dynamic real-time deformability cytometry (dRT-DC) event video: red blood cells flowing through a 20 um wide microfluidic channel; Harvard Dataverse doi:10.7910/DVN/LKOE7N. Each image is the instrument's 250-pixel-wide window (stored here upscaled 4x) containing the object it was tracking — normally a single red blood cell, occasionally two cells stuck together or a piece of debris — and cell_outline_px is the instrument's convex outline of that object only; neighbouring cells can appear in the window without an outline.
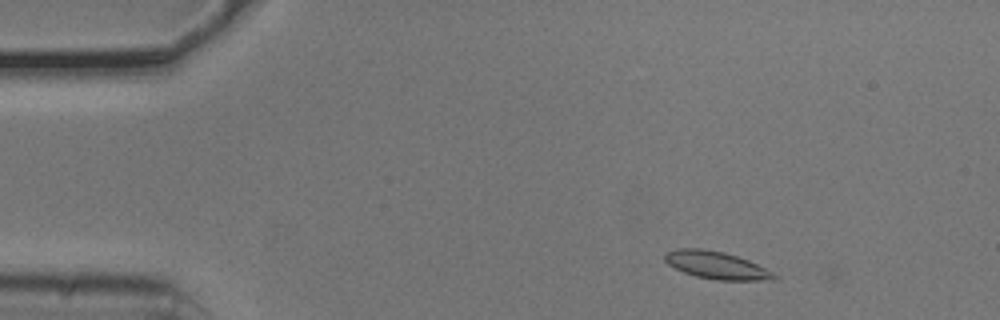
{"species": "common noctule bat (a hibernating species)", "species_latin": "Nyctalus noctula", "temperature_condition": "cold", "stored_images_in_passage": 3, "camera_frame_rate_fps": 3000, "um_per_image_px": 0.085, "animal": {"sex": "male", "body_mass_g": 20.5, "forearm_length_mm": 52.5}, "frame": {"image": 1, "passage_image": 1, "time_ms": 0.0, "image_size_px": [1000, 320], "cell_outline_px": [[780, 280], [716, 280], [696, 276], [684, 272], [668, 264], [664, 260], [664, 256], [668, 252], [676, 248], [700, 248], [724, 252], [748, 260], [780, 276]], "centroid_in_image_um": [60.92, 22.55], "position_along_channel_um": 24.1, "area_um2": 17.46}}